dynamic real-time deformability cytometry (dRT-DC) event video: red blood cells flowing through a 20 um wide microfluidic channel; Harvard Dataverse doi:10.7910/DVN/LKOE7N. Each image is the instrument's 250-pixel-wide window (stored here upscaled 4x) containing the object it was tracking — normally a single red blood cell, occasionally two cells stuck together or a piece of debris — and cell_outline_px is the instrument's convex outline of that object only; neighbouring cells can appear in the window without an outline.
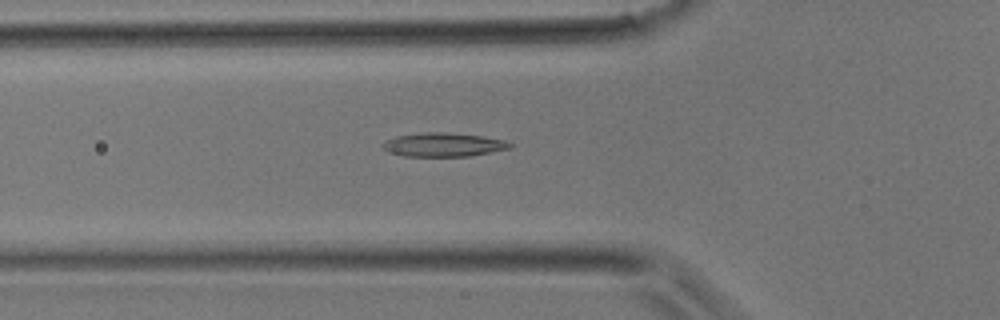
{"species": "common noctule bat (a hibernating species)", "species_latin": "Nyctalus noctula", "temperature_condition": "room temperature", "stored_images_in_passage": 21, "camera_frame_rate_fps": 3000, "um_per_image_px": 0.085, "animal": {"sex": "male", "body_mass_g": 17.9}, "frame": {"image": 1, "passage_image": 3, "time_ms": 0.667, "image_size_px": [1000, 320], "cell_outline_px": [[512, 148], [472, 156], [404, 156], [388, 152], [380, 144], [384, 140], [396, 136], [424, 132], [444, 132], [484, 136], [504, 140], [512, 144]], "centroid_in_image_um": [37.68, 12.3], "position_along_channel_um": 88.1, "area_um2": 17.8}}
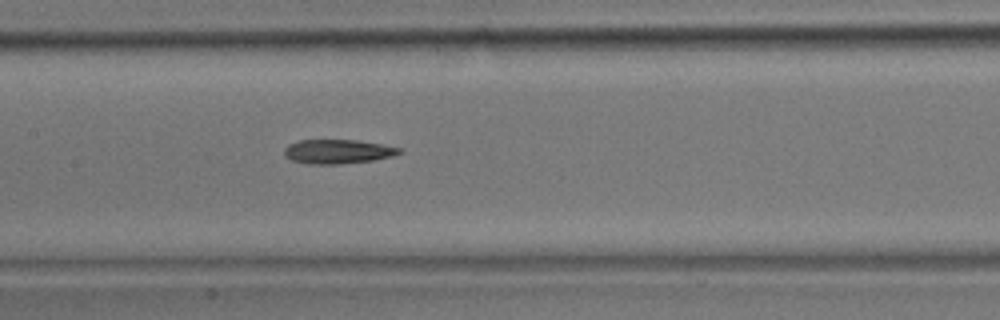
{"frame": {"image": 2, "passage_image": 8, "time_ms": 2.333, "image_size_px": [1000, 320], "cell_outline_px": [[404, 152], [392, 156], [372, 160], [340, 164], [308, 164], [292, 160], [284, 156], [284, 148], [288, 144], [300, 140], [356, 140], [380, 144], [400, 148]], "centroid_in_image_um": [28.68, 12.88], "position_along_channel_um": 178.7, "area_um2": 16.18}}
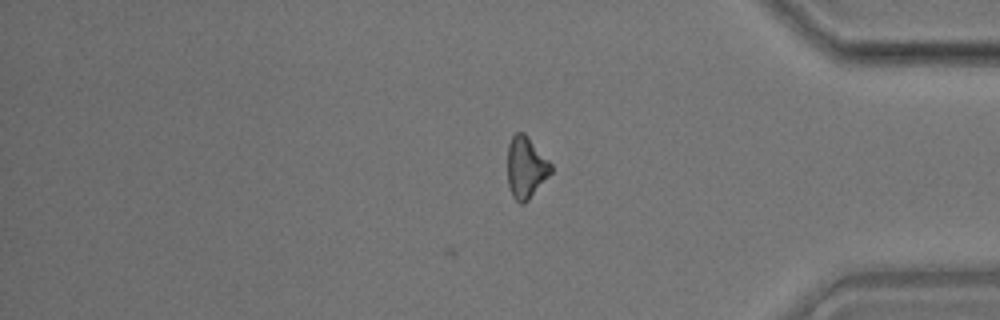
{"frame": {"image": 3, "passage_image": 21, "time_ms": 6.667, "image_size_px": [1000, 320], "cell_outline_px": [[552, 172], [528, 200], [524, 204], [520, 204], [512, 196], [508, 184], [508, 144], [512, 136], [516, 132], [524, 132], [528, 136], [552, 164]], "centroid_in_image_um": [44.7, 14.23], "position_along_channel_um": 390.5, "area_um2": 15.61}}